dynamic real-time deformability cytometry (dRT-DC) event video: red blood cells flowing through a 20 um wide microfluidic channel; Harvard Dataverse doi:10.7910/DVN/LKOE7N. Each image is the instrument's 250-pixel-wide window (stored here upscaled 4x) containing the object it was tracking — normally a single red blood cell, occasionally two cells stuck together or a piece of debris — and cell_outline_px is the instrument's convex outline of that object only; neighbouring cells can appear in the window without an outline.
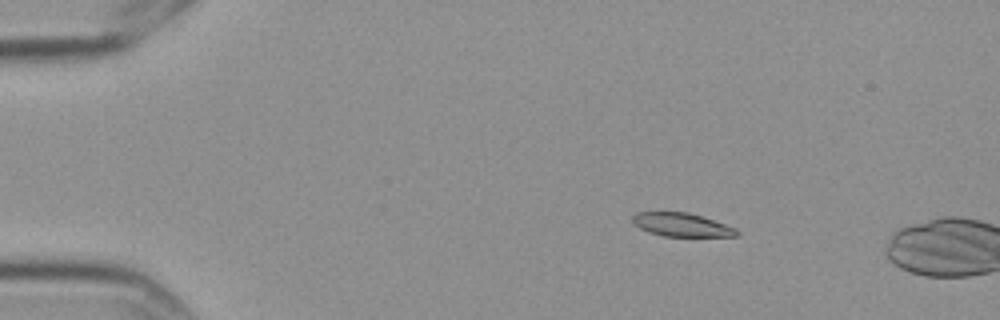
{"species": "Egyptian fruit bat (a non-hibernating species)", "species_latin": "Rousettus aegyptiacus", "temperature_condition": "cold", "stored_images_in_passage": 6, "camera_frame_rate_fps": 3000, "um_per_image_px": 0.085, "frame": {"image": 1, "passage_image": 3, "time_ms": 0.667, "image_size_px": [1000, 320], "cell_outline_px": [[740, 232], [736, 236], [664, 236], [648, 232], [632, 224], [632, 216], [636, 212], [688, 212], [736, 228]], "centroid_in_image_um": [57.89, 19.1], "position_along_channel_um": 27.1, "area_um2": 14.16}}
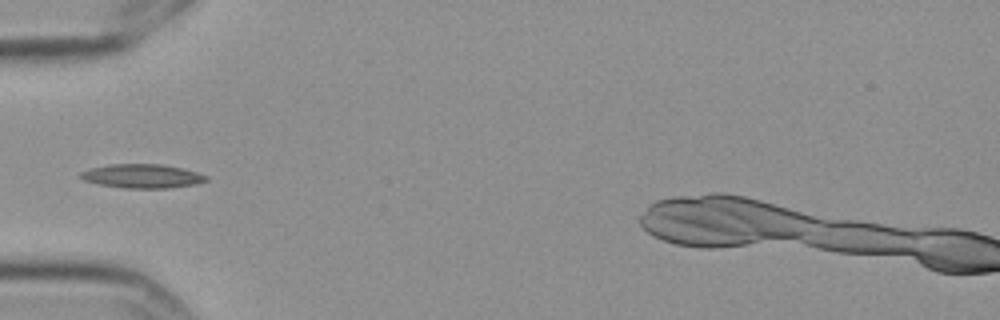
{"frame": {"image": 2, "passage_image": 6, "time_ms": 1.667, "image_size_px": [1000, 320], "cell_outline_px": [[208, 180], [196, 184], [168, 188], [124, 188], [100, 184], [84, 180], [80, 176], [80, 172], [92, 168], [108, 164], [164, 164], [184, 168], [208, 176]], "centroid_in_image_um": [12.12, 14.96], "position_along_channel_um": 72.9, "area_um2": 17.51}}